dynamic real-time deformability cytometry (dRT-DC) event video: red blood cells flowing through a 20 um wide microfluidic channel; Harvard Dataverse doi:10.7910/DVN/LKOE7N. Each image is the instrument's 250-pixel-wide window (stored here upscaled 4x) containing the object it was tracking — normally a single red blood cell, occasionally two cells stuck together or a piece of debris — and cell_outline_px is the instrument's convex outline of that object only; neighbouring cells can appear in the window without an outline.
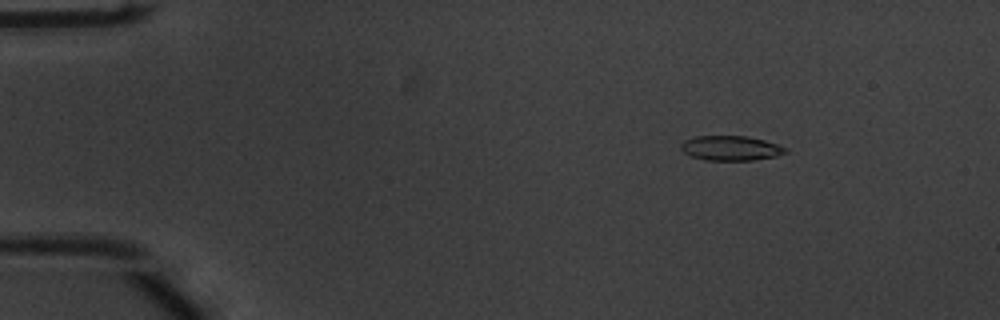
{"species": "common noctule bat (a hibernating species)", "species_latin": "Nyctalus noctula", "temperature_condition": "warm", "stored_images_in_passage": 50, "camera_frame_rate_fps": 3000, "um_per_image_px": 0.085, "animal": {"sex": "male", "body_mass_g": 20.1, "forearm_length_mm": 53.5}, "frame": {"image": 1, "passage_image": 4, "time_ms": 1.0, "image_size_px": [1000, 320], "cell_outline_px": [[788, 152], [776, 156], [752, 160], [704, 160], [692, 156], [684, 152], [680, 148], [680, 144], [684, 140], [696, 136], [748, 136], [764, 140], [788, 148]], "centroid_in_image_um": [62.11, 12.59], "position_along_channel_um": 22.9, "area_um2": 15.09}}
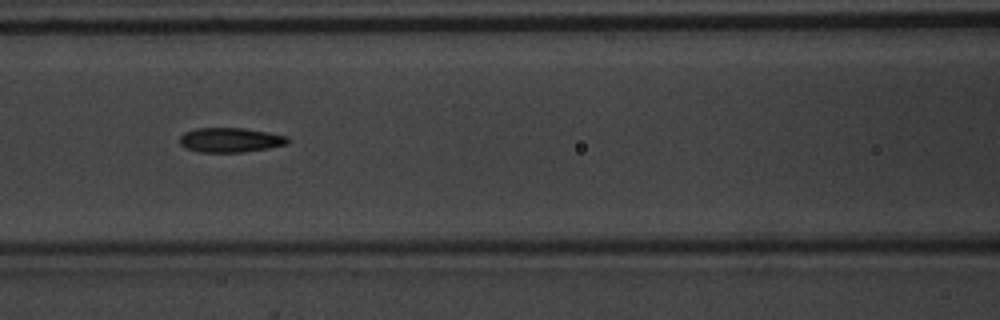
{"frame": {"image": 2, "passage_image": 20, "time_ms": 6.333, "image_size_px": [1000, 320], "cell_outline_px": [[292, 140], [288, 144], [268, 148], [244, 152], [200, 152], [184, 148], [180, 144], [180, 136], [184, 132], [196, 128], [244, 128], [268, 132], [288, 136]], "centroid_in_image_um": [19.6, 11.9], "position_along_channel_um": 147.0, "area_um2": 15.66}}
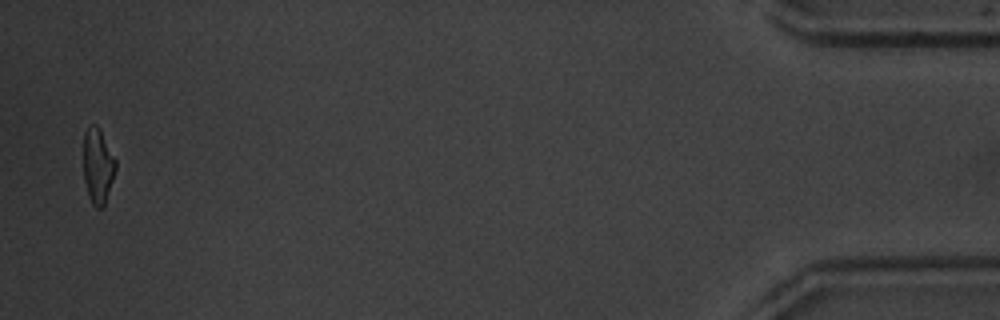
{"frame": {"image": 3, "passage_image": 48, "time_ms": 15.667, "image_size_px": [1000, 320], "cell_outline_px": [[116, 168], [104, 208], [96, 208], [92, 204], [88, 196], [84, 180], [84, 132], [92, 124], [96, 124], [100, 128], [116, 160]], "centroid_in_image_um": [8.32, 14.12], "position_along_channel_um": 426.9, "area_um2": 14.22}}